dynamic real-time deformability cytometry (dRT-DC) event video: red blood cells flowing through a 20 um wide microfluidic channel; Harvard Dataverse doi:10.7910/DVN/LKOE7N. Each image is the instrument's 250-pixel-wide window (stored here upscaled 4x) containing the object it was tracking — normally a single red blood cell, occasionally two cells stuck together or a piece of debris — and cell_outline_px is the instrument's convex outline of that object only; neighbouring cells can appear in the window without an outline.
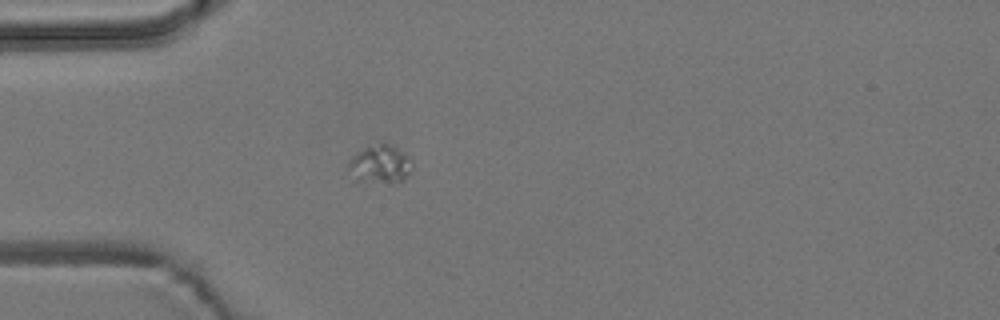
{"species": "common noctule bat (a hibernating species)", "species_latin": "Nyctalus noctula", "temperature_condition": "room temperature", "stored_images_in_passage": 5, "camera_frame_rate_fps": 3000, "um_per_image_px": 0.085, "animal": {"sex": "male", "body_mass_g": 19.2, "forearm_length_mm": 51.8}, "frame": {"image": 1, "passage_image": 5, "time_ms": 7.0, "image_size_px": [1000, 320], "cell_outline_px": [[412, 168], [404, 180], [396, 184], [392, 184], [356, 180], [348, 168], [348, 164], [352, 156], [356, 152], [368, 144], [380, 140], [384, 140], [392, 144], [408, 156], [412, 164]], "centroid_in_image_um": [32.32, 13.91], "position_along_channel_um": 52.7, "area_um2": 14.85}}